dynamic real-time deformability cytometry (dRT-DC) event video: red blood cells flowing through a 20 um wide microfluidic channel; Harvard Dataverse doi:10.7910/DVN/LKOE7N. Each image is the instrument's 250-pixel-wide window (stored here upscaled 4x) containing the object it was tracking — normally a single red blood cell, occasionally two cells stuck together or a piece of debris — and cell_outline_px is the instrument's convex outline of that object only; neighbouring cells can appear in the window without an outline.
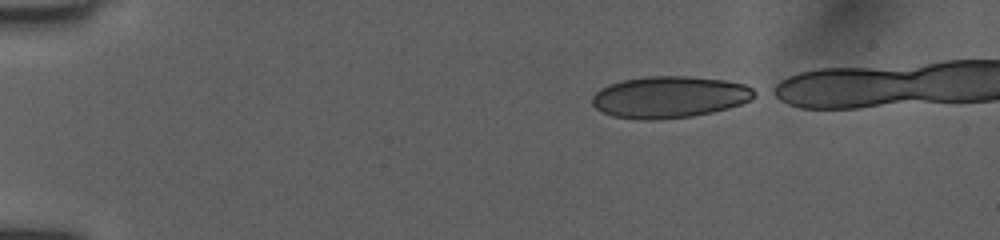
{"species": "human", "species_latin": "Homo sapiens", "temperature_condition": "room temperature", "stored_images_in_passage": 39, "camera_frame_rate_fps": 3000, "um_per_image_px": 0.085, "donor": {"sex": "female"}, "frame": {"image": 1, "passage_image": 1, "time_ms": 0.0, "image_size_px": [1000, 240], "cell_outline_px": [[760, 96], [752, 100], [728, 108], [712, 112], [692, 116], [660, 120], [640, 120], [612, 116], [596, 108], [592, 104], [592, 96], [600, 88], [608, 84], [624, 80], [648, 76], [688, 76], [724, 80], [744, 84], [760, 92]], "centroid_in_image_um": [56.95, 8.25], "position_along_channel_um": 28.1, "area_um2": 39.82}}
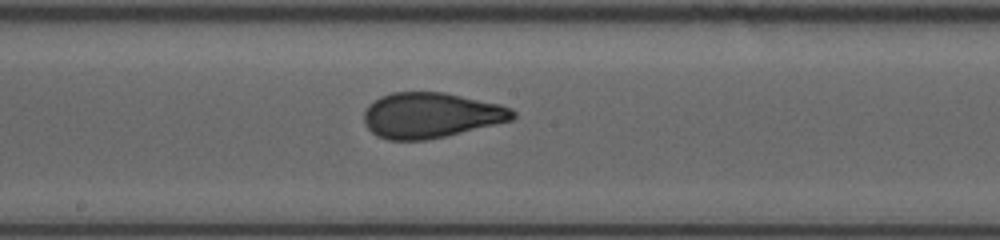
{"frame": {"image": 2, "passage_image": 21, "time_ms": 6.667, "image_size_px": [1000, 240], "cell_outline_px": [[516, 116], [512, 120], [444, 136], [424, 140], [388, 140], [376, 136], [364, 124], [364, 112], [368, 104], [380, 96], [392, 92], [444, 92], [500, 104], [512, 108], [516, 112]], "centroid_in_image_um": [36.6, 9.79], "position_along_channel_um": 211.6, "area_um2": 39.36}}
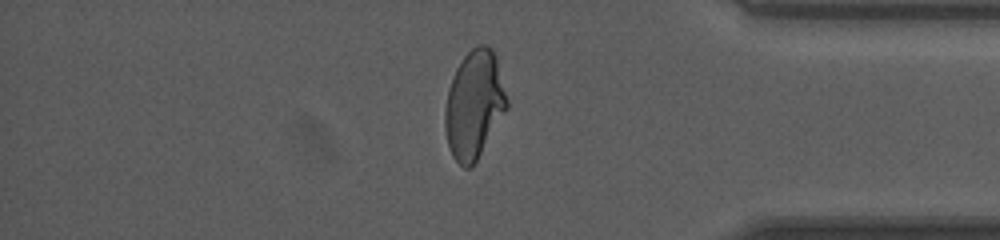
{"frame": {"image": 3, "passage_image": 36, "time_ms": 11.667, "image_size_px": [1000, 240], "cell_outline_px": [[508, 108], [472, 168], [464, 168], [452, 156], [448, 144], [444, 128], [444, 112], [448, 88], [452, 76], [460, 60], [476, 44], [488, 44], [492, 48], [496, 56], [508, 100]], "centroid_in_image_um": [40.3, 8.87], "position_along_channel_um": 394.9, "area_um2": 39.3}}